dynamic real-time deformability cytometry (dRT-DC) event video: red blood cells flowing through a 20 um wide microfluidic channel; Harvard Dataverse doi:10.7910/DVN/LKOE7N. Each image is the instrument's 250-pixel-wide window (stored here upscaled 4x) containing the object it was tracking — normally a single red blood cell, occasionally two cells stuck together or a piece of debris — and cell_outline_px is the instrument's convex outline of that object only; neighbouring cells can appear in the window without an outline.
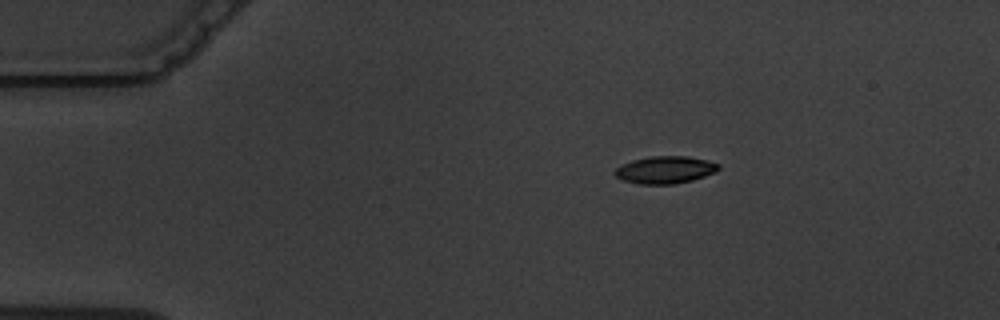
{"species": "common noctule bat (a hibernating species)", "species_latin": "Nyctalus noctula", "temperature_condition": "warm", "stored_images_in_passage": 4, "camera_frame_rate_fps": 3000, "um_per_image_px": 0.085, "animal": {"sex": "male", "body_mass_g": 19.5, "forearm_length_mm": 54.6}, "frame": {"image": 1, "passage_image": 1, "time_ms": 0.0, "image_size_px": [1000, 320], "cell_outline_px": [[720, 168], [716, 172], [692, 180], [672, 184], [640, 184], [624, 180], [616, 176], [612, 172], [616, 168], [632, 160], [652, 156], [688, 156], [708, 160], [720, 164]], "centroid_in_image_um": [56.56, 14.43], "position_along_channel_um": 28.4, "area_um2": 16.47}}
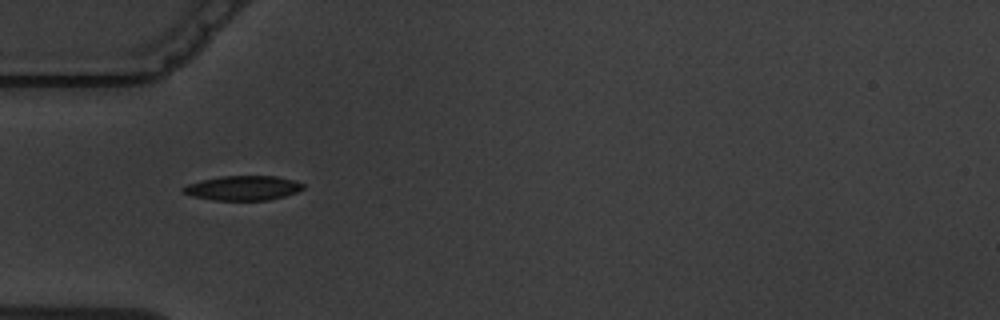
{"frame": {"image": 2, "passage_image": 3, "time_ms": 2.667, "image_size_px": [1000, 320], "cell_outline_px": [[304, 188], [296, 192], [284, 196], [268, 200], [212, 200], [192, 196], [184, 192], [180, 188], [188, 184], [200, 180], [220, 176], [276, 176], [292, 180], [304, 184]], "centroid_in_image_um": [20.62, 15.98], "position_along_channel_um": 64.4, "area_um2": 17.11}}